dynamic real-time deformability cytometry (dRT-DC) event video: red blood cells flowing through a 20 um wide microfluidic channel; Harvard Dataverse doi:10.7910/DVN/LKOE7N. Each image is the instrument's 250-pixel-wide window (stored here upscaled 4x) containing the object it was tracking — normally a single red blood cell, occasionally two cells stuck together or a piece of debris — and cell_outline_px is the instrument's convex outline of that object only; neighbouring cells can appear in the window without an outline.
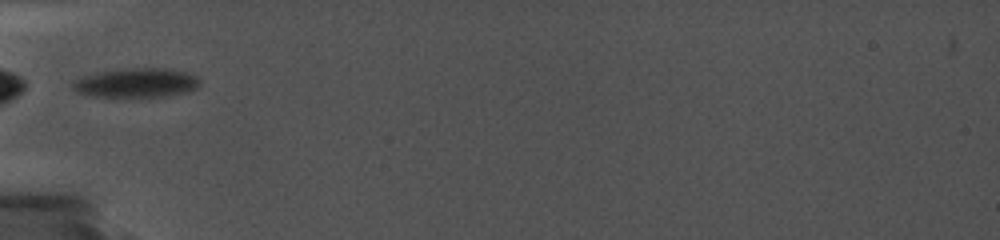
{"species": "common noctule bat (a hibernating species)", "species_latin": "Nyctalus noctula", "temperature_condition": "cold", "stored_images_in_passage": 17, "camera_frame_rate_fps": 5000, "um_per_image_px": 0.085, "animal": {"sex": "female", "body_mass_g": 19.0, "forearm_length_mm": 56.7}, "frame": {"image": 1, "passage_image": 1, "time_ms": 0.0, "image_size_px": [1000, 240], "cell_outline_px": [[200, 84], [196, 88], [188, 92], [168, 96], [92, 96], [76, 92], [72, 88], [72, 80], [96, 72], [120, 68], [168, 68], [184, 72], [196, 76], [200, 80]], "centroid_in_image_um": [11.57, 7.03], "position_along_channel_um": 73.4, "area_um2": 21.79}}